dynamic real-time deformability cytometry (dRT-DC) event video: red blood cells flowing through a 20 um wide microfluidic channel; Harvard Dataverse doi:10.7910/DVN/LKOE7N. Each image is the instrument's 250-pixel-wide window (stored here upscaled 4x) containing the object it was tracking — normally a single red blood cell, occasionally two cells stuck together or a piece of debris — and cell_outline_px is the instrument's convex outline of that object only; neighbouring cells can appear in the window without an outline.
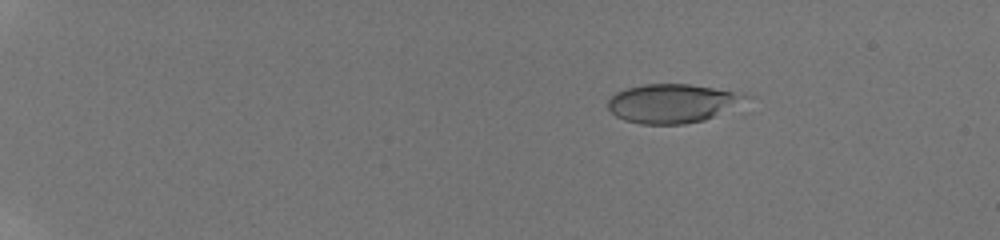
{"species": "human", "species_latin": "Homo sapiens", "temperature_condition": "room temperature", "stored_images_in_passage": 52, "camera_frame_rate_fps": 3000, "um_per_image_px": 0.085, "donor": {"sex": "male"}, "frame": {"image": 1, "passage_image": 8, "time_ms": 3.0, "image_size_px": [1000, 240], "cell_outline_px": [[756, 96], [704, 120], [684, 124], [640, 124], [624, 120], [616, 116], [608, 108], [608, 100], [616, 92], [624, 88], [644, 84], [688, 84], [712, 88]], "centroid_in_image_um": [57.11, 8.78], "position_along_channel_um": 27.9, "area_um2": 30.98}}
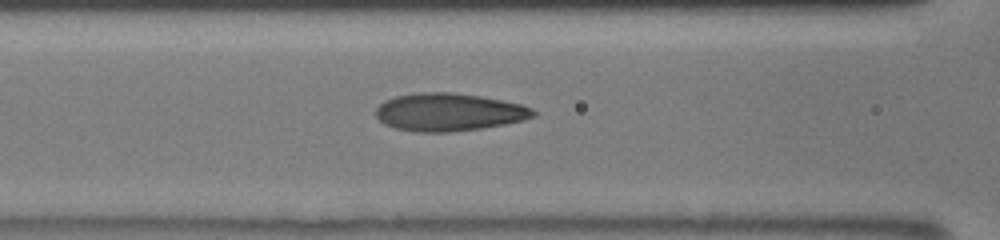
{"frame": {"image": 2, "passage_image": 26, "time_ms": 8.667, "image_size_px": [1000, 240], "cell_outline_px": [[536, 116], [524, 120], [484, 128], [448, 132], [416, 132], [396, 128], [384, 124], [376, 116], [376, 108], [384, 100], [396, 96], [420, 92], [452, 92], [480, 96], [520, 104], [532, 108], [536, 112]], "centroid_in_image_um": [38.15, 9.53], "position_along_channel_um": 128.5, "area_um2": 34.68}}
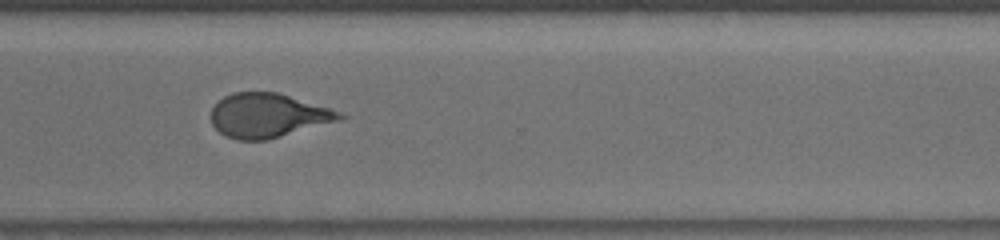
{"frame": {"image": 3, "passage_image": 52, "time_ms": 14.0, "image_size_px": [1000, 240], "cell_outline_px": [[348, 116], [344, 120], [268, 140], [236, 140], [224, 136], [212, 124], [212, 108], [224, 96], [232, 92], [276, 92], [328, 108], [340, 112]], "centroid_in_image_um": [22.81, 9.84], "position_along_channel_um": 347.8, "area_um2": 33.18}}